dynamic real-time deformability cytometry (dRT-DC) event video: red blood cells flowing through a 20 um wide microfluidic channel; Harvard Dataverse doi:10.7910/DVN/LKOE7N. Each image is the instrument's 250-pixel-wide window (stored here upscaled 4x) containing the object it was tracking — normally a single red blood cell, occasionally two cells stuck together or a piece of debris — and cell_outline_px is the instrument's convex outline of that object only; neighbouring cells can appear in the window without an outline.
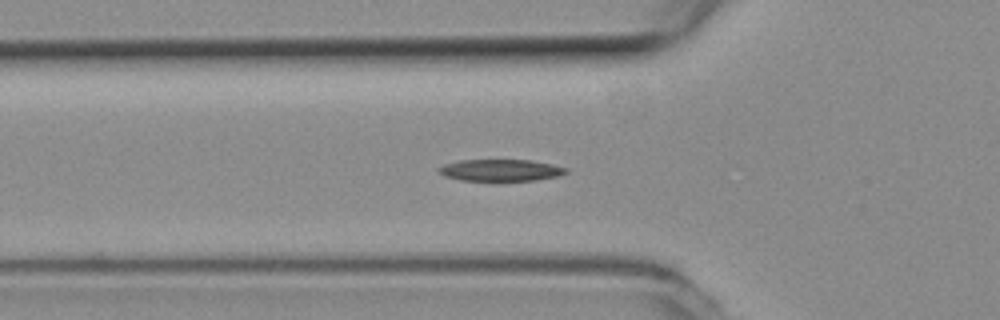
{"species": "common noctule bat (a hibernating species)", "species_latin": "Nyctalus noctula", "temperature_condition": "room temperature", "stored_images_in_passage": 31, "camera_frame_rate_fps": 3000, "um_per_image_px": 0.085, "animal": {"sex": "female", "body_mass_g": 19.3, "forearm_length_mm": 54.1}, "frame": {"image": 1, "passage_image": 2, "time_ms": 0.333, "image_size_px": [1000, 320], "cell_outline_px": [[568, 172], [556, 176], [536, 180], [460, 180], [444, 176], [436, 168], [444, 164], [460, 160], [532, 160], [552, 164], [568, 168]], "centroid_in_image_um": [42.54, 14.46], "position_along_channel_um": 83.3, "area_um2": 16.01}}
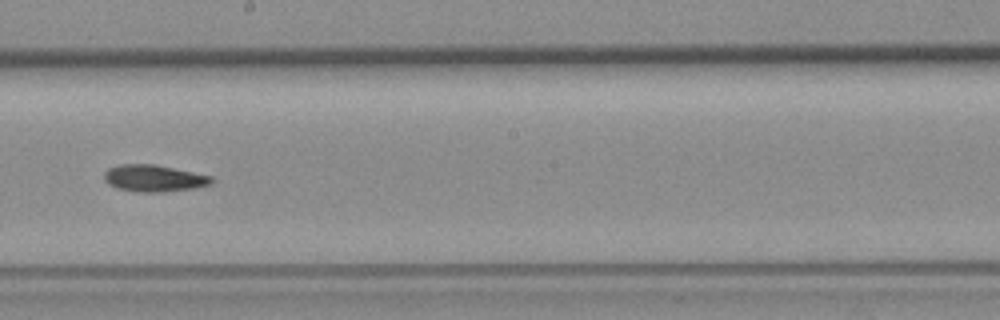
{"frame": {"image": 2, "passage_image": 14, "time_ms": 4.333, "image_size_px": [1000, 320], "cell_outline_px": [[216, 180], [212, 184], [192, 188], [164, 192], [140, 192], [116, 188], [108, 184], [104, 180], [104, 172], [108, 168], [120, 164], [156, 164], [212, 176]], "centroid_in_image_um": [13.09, 15.15], "position_along_channel_um": 235.1, "area_um2": 16.94}}
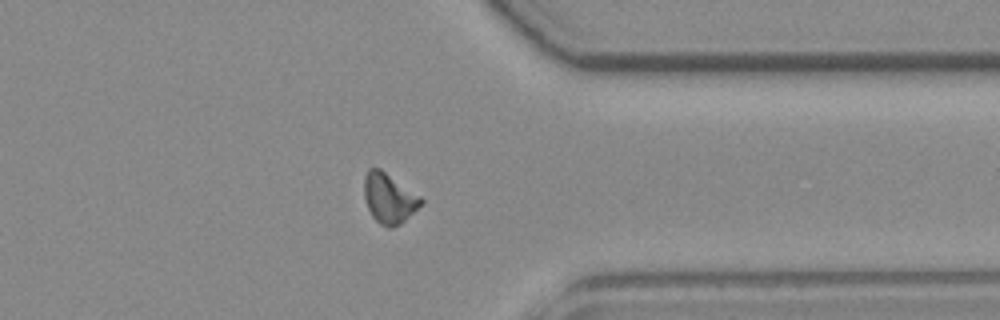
{"frame": {"image": 3, "passage_image": 26, "time_ms": 8.333, "image_size_px": [1000, 320], "cell_outline_px": [[424, 204], [400, 224], [392, 228], [388, 228], [380, 224], [372, 216], [368, 208], [364, 196], [364, 176], [368, 168], [380, 168], [420, 196], [424, 200]], "centroid_in_image_um": [33.08, 16.86], "position_along_channel_um": 378.3, "area_um2": 16.65}}